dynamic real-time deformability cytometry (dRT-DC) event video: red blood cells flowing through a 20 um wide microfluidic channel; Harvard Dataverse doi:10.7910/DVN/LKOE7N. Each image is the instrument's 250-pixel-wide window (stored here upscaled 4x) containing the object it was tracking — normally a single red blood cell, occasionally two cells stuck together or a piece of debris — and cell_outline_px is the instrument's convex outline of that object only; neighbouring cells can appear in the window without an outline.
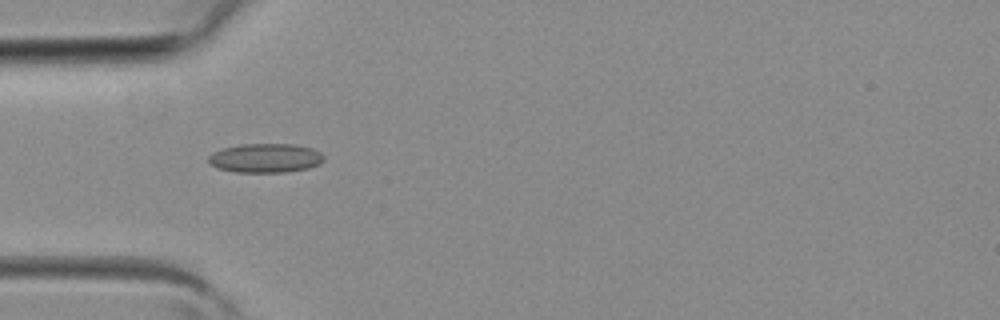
{"species": "common noctule bat (a hibernating species)", "species_latin": "Nyctalus noctula", "temperature_condition": "room temperature", "stored_images_in_passage": 40, "camera_frame_rate_fps": 3000, "um_per_image_px": 0.085, "animal": {"sex": "female", "body_mass_g": 19.3, "forearm_length_mm": 54.1}, "frame": {"image": 1, "passage_image": 12, "time_ms": 3.667, "image_size_px": [1000, 320], "cell_outline_px": [[324, 160], [320, 164], [308, 168], [284, 172], [236, 172], [216, 168], [208, 164], [208, 156], [212, 152], [224, 148], [240, 144], [296, 144], [312, 148], [320, 152], [324, 156]], "centroid_in_image_um": [22.55, 13.43], "position_along_channel_um": 62.5, "area_um2": 19.77}}
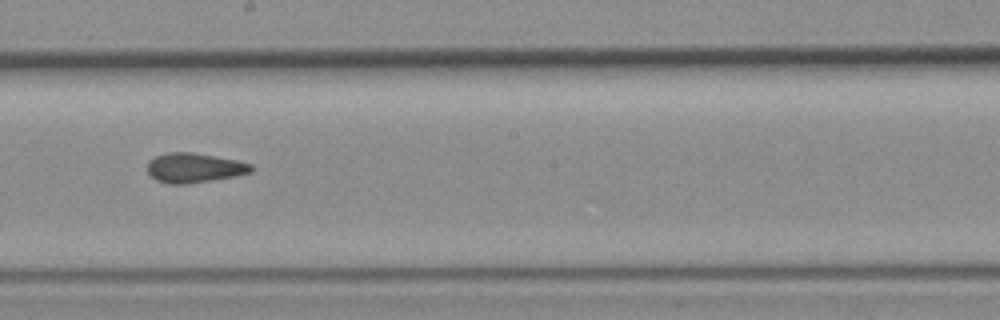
{"frame": {"image": 2, "passage_image": 22, "time_ms": 7.0, "image_size_px": [1000, 320], "cell_outline_px": [[256, 168], [252, 172], [212, 180], [184, 184], [168, 184], [156, 180], [148, 176], [148, 160], [156, 156], [168, 152], [192, 152], [236, 160], [252, 164]], "centroid_in_image_um": [16.49, 14.26], "position_along_channel_um": 231.7, "area_um2": 17.98}}
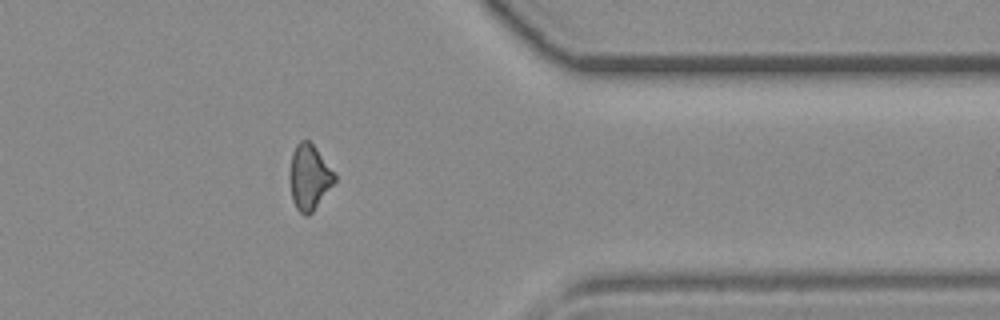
{"frame": {"image": 3, "passage_image": 32, "time_ms": 10.333, "image_size_px": [1000, 320], "cell_outline_px": [[336, 180], [312, 212], [308, 216], [304, 216], [296, 208], [292, 200], [288, 176], [288, 172], [292, 152], [296, 144], [300, 140], [308, 140], [316, 148], [336, 176]], "centroid_in_image_um": [26.23, 15.06], "position_along_channel_um": 385.2, "area_um2": 17.11}}